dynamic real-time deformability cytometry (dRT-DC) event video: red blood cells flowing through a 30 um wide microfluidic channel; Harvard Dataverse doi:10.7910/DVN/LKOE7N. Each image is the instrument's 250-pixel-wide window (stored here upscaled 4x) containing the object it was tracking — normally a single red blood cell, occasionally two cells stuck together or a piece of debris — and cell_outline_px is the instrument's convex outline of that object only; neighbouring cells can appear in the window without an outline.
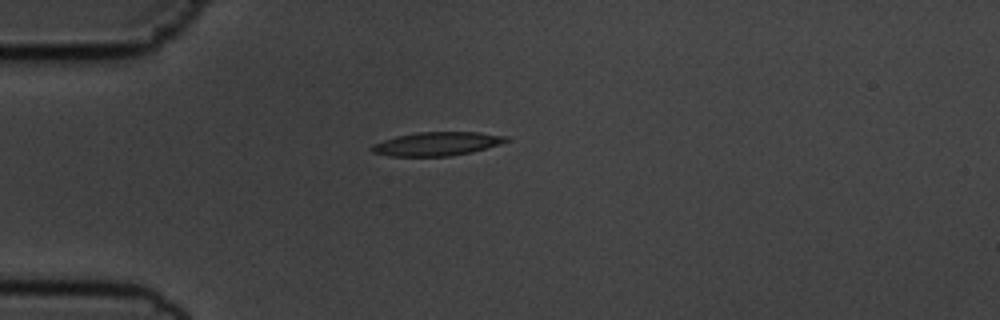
{"species": "common noctule bat (a hibernating species)", "species_latin": "Nyctalus noctula", "temperature_condition": "cold", "stored_images_in_passage": 41, "camera_frame_rate_fps": 3000, "um_per_image_px": 0.085, "animal": {"sex": "male", "body_mass_g": 19.5, "forearm_length_mm": 54.6}, "frame": {"image": 1, "passage_image": 1, "time_ms": 0.0, "image_size_px": [1000, 320], "cell_outline_px": [[512, 140], [500, 144], [472, 152], [448, 156], [392, 156], [372, 152], [368, 148], [372, 144], [396, 136], [416, 132], [480, 132], [508, 136]], "centroid_in_image_um": [37.16, 12.22], "position_along_channel_um": 47.8, "area_um2": 18.67}}
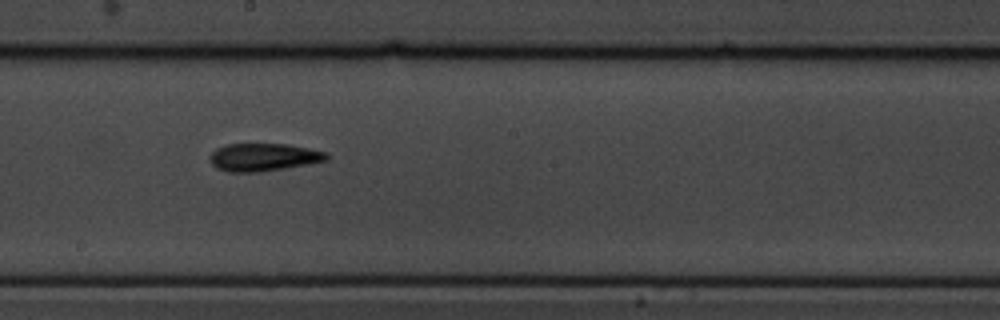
{"frame": {"image": 2, "passage_image": 17, "time_ms": 5.333, "image_size_px": [1000, 320], "cell_outline_px": [[328, 160], [308, 164], [260, 172], [228, 172], [216, 168], [212, 164], [208, 156], [216, 148], [224, 144], [288, 144], [328, 152]], "centroid_in_image_um": [22.37, 13.36], "position_along_channel_um": 225.8, "area_um2": 19.02}}
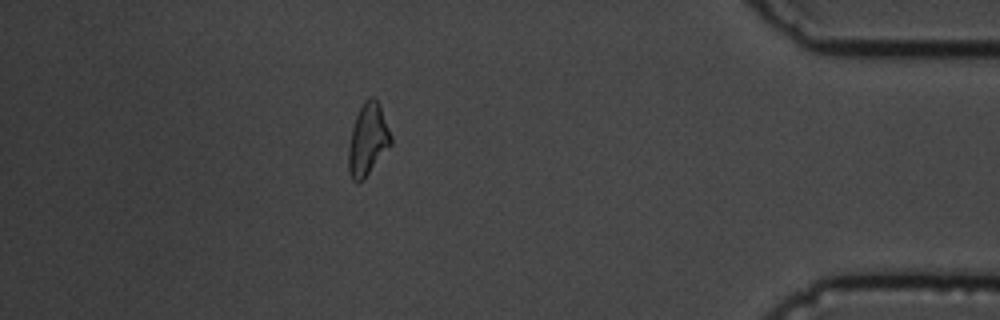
{"frame": {"image": 3, "passage_image": 35, "time_ms": 11.333, "image_size_px": [1000, 320], "cell_outline_px": [[392, 144], [364, 180], [356, 184], [352, 180], [348, 172], [348, 148], [352, 128], [356, 116], [364, 100], [368, 96], [376, 96], [380, 104], [392, 136]], "centroid_in_image_um": [31.27, 11.87], "position_along_channel_um": 403.9, "area_um2": 18.21}, "authors_computed_cell_mechanics": {"area_um2": 18.0336, "velocity_mm_per_s": 3.6473, "shape_relaxation_time_tau1_ms": 4.6898, "shape_relaxation_time_tau2_ms": 4.2257, "deformation_change_tau1": 0.1446, "deformation_change_tau2": 0.1289}}